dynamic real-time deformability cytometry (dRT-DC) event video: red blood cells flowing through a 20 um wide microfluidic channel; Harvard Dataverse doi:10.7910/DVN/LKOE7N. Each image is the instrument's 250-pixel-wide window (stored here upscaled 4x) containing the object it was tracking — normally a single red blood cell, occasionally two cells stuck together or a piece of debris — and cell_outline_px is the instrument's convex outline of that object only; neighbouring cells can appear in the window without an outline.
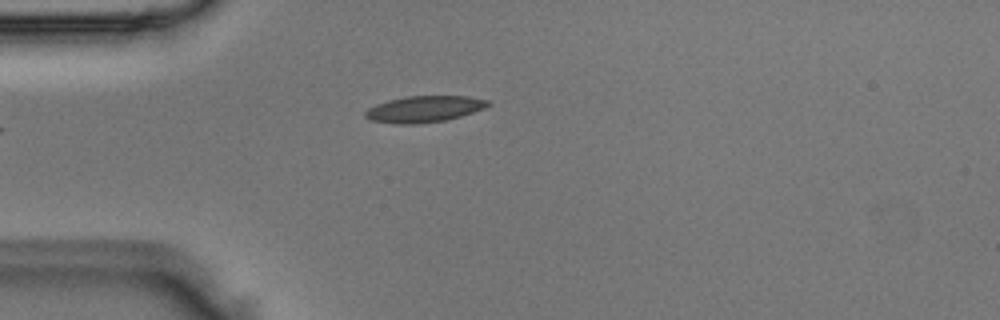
{"species": "Egyptian fruit bat (a non-hibernating species)", "species_latin": "Rousettus aegyptiacus", "temperature_condition": "room temperature", "stored_images_in_passage": 2, "camera_frame_rate_fps": 3000, "um_per_image_px": 0.085, "animal": {"sex": "male"}, "frame": {"image": 1, "passage_image": 1, "time_ms": 0.0, "image_size_px": [1000, 320], "cell_outline_px": [[492, 104], [484, 108], [460, 116], [444, 120], [416, 124], [396, 124], [372, 120], [364, 116], [364, 112], [368, 108], [376, 104], [388, 100], [404, 96], [468, 96], [488, 100]], "centroid_in_image_um": [36.04, 9.26], "position_along_channel_um": 49.0, "area_um2": 18.79}}